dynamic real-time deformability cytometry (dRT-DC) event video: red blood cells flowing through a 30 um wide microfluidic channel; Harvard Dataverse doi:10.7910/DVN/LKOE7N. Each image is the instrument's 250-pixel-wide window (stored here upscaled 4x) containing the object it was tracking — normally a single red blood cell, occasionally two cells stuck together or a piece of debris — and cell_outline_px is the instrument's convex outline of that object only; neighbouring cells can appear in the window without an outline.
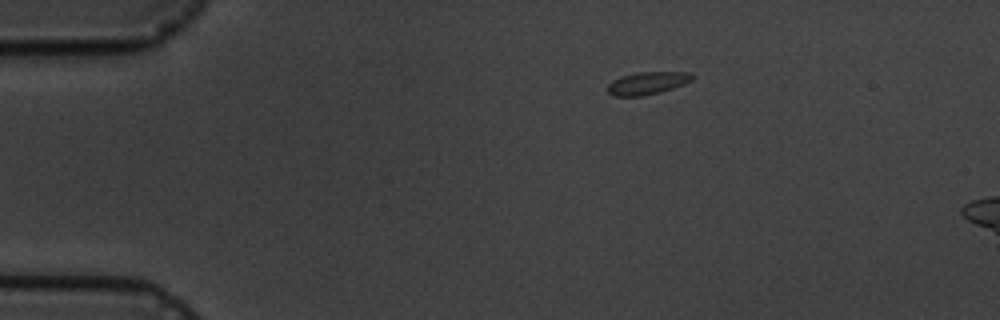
{"species": "common noctule bat (a hibernating species)", "species_latin": "Nyctalus noctula", "temperature_condition": "cold", "stored_images_in_passage": 3, "camera_frame_rate_fps": 3000, "um_per_image_px": 0.085, "animal": {"sex": "male", "body_mass_g": 19.5, "forearm_length_mm": 54.6}, "frame": {"image": 1, "passage_image": 1, "time_ms": 0.0, "image_size_px": [1000, 320], "cell_outline_px": [[696, 76], [692, 80], [684, 84], [660, 92], [644, 96], [612, 96], [608, 92], [608, 84], [612, 80], [620, 76], [640, 72], [692, 72]], "centroid_in_image_um": [55.04, 7.06], "position_along_channel_um": 30.0, "area_um2": 11.27}}